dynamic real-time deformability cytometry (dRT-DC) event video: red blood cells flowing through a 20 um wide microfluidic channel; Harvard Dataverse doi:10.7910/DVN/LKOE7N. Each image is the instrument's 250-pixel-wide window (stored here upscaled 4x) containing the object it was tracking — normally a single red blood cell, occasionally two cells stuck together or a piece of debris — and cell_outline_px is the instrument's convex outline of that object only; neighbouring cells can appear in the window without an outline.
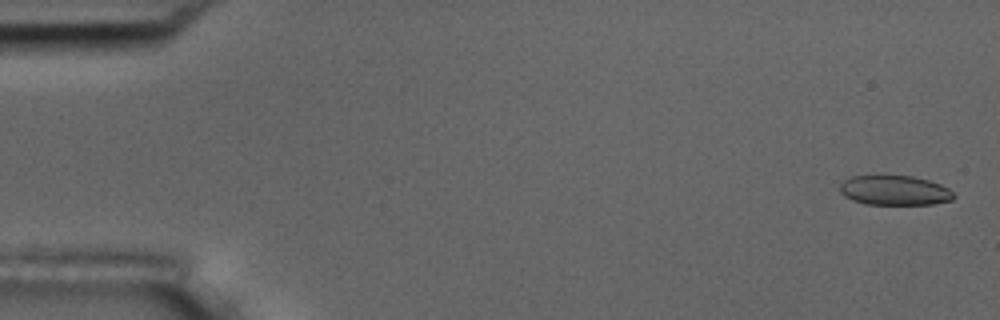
{"species": "common noctule bat (a hibernating species)", "species_latin": "Nyctalus noctula", "temperature_condition": "room temperature", "stored_images_in_passage": 7, "camera_frame_rate_fps": 3000, "um_per_image_px": 0.085, "animal": {"sex": "male", "body_mass_g": 17.5, "forearm_length_mm": 52.3}, "frame": {"image": 1, "passage_image": 1, "time_ms": 0.0, "image_size_px": [1000, 320], "cell_outline_px": [[956, 196], [952, 200], [932, 204], [864, 204], [852, 200], [844, 196], [840, 192], [840, 184], [844, 180], [852, 176], [912, 176], [928, 180], [940, 184], [948, 188]], "centroid_in_image_um": [76.03, 16.19], "position_along_channel_um": 9.0, "area_um2": 19.65}}
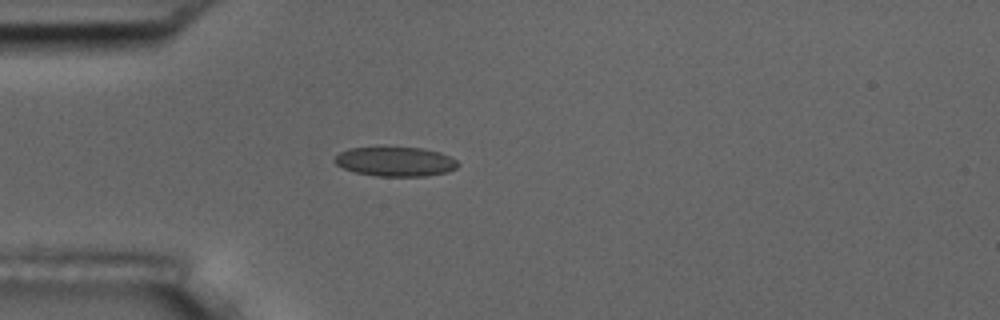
{"frame": {"image": 2, "passage_image": 5, "time_ms": 4.667, "image_size_px": [1000, 320], "cell_outline_px": [[460, 164], [456, 168], [448, 172], [424, 176], [376, 176], [356, 172], [344, 168], [336, 164], [332, 160], [340, 152], [348, 148], [424, 148], [440, 152], [456, 160]], "centroid_in_image_um": [33.62, 13.74], "position_along_channel_um": 51.4, "area_um2": 20.98}}